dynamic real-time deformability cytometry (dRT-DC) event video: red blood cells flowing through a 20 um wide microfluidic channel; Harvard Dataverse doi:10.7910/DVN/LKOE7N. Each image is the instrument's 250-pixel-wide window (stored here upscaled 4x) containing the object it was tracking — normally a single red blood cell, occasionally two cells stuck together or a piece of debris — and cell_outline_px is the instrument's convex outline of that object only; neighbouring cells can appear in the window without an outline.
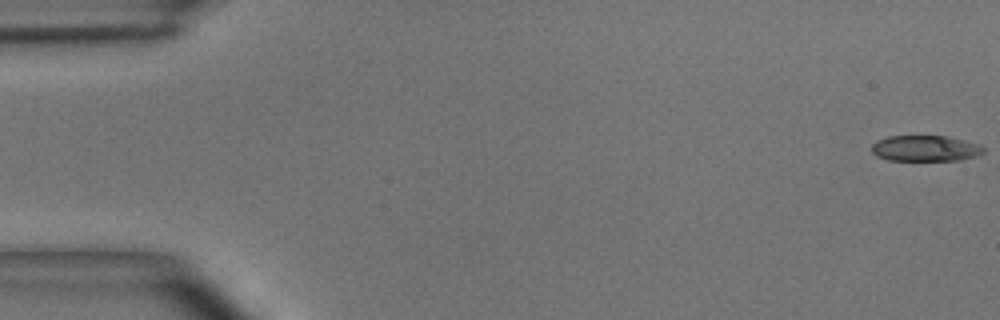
{"species": "common noctule bat (a hibernating species)", "species_latin": "Nyctalus noctula", "temperature_condition": "room temperature", "stored_images_in_passage": 51, "camera_frame_rate_fps": 3000, "um_per_image_px": 0.085, "animal": {"sex": "male", "body_mass_g": 15.6}, "frame": {"image": 1, "passage_image": 1, "time_ms": 0.0, "image_size_px": [1000, 320], "cell_outline_px": [[984, 152], [976, 156], [960, 160], [888, 160], [876, 156], [872, 152], [872, 144], [876, 140], [888, 136], [948, 136], [980, 144], [984, 148]], "centroid_in_image_um": [78.65, 12.61], "position_along_channel_um": 6.4, "area_um2": 16.94}}
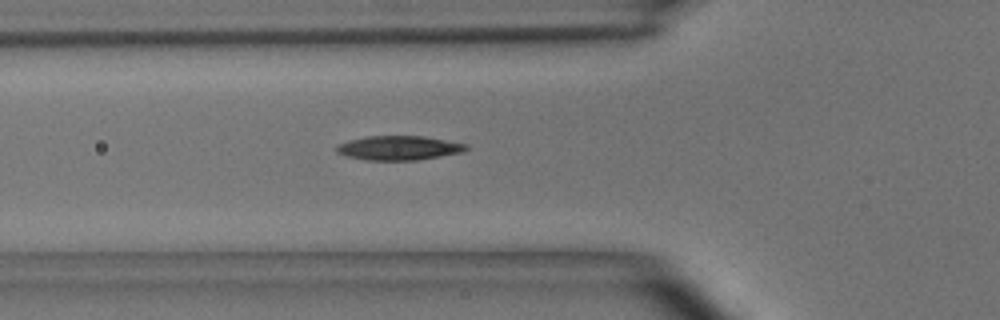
{"frame": {"image": 2, "passage_image": 18, "time_ms": 5.667, "image_size_px": [1000, 320], "cell_outline_px": [[468, 148], [464, 152], [416, 160], [364, 160], [348, 156], [336, 152], [336, 148], [340, 144], [348, 140], [368, 136], [424, 136], [468, 144]], "centroid_in_image_um": [33.93, 12.57], "position_along_channel_um": 91.9, "area_um2": 18.26}}
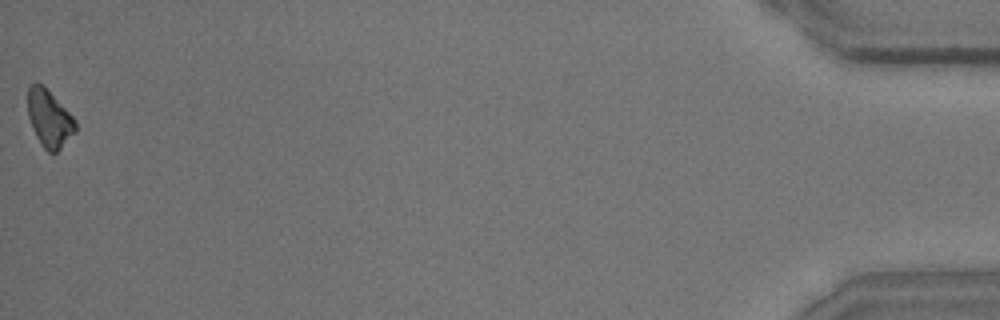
{"frame": {"image": 3, "passage_image": 51, "time_ms": 16.667, "image_size_px": [1000, 320], "cell_outline_px": [[76, 132], [56, 152], [48, 152], [44, 148], [36, 136], [32, 128], [28, 116], [28, 88], [32, 84], [40, 84], [76, 120]], "centroid_in_image_um": [4.18, 10.12], "position_along_channel_um": 431.0, "area_um2": 15.32}, "authors_computed_cell_mechanics": {"area_um2": 17.2244, "velocity_mm_per_s": 3.9396, "shape_relaxation_time_tau1_ms": 2.5095, "shape_relaxation_time_tau2_ms": null, "deformation_change_tau1": 0.1, "deformation_change_tau2": null}}